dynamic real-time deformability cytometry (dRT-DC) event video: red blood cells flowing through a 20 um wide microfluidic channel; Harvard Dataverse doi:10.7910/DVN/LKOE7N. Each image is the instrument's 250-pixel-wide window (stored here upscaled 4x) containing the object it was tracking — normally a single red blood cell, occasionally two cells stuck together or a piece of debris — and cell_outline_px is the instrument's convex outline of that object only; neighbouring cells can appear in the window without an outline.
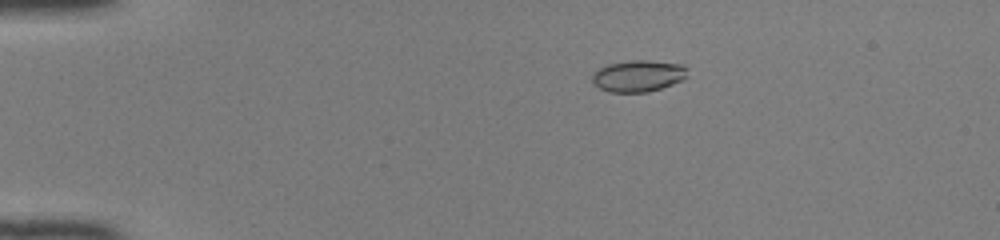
{"species": "common noctule bat (a hibernating species)", "species_latin": "Nyctalus noctula", "temperature_condition": "room temperature", "stored_images_in_passage": 43, "camera_frame_rate_fps": 3000, "um_per_image_px": 0.085, "animal": {"sex": "female", "body_mass_g": 22.0, "forearm_length_mm": 56.7}, "frame": {"image": 1, "passage_image": 3, "time_ms": 0.667, "image_size_px": [1000, 240], "cell_outline_px": [[688, 76], [684, 80], [648, 92], [608, 92], [600, 88], [592, 80], [592, 76], [600, 68], [608, 64], [628, 60], [648, 60], [684, 64], [688, 68]], "centroid_in_image_um": [54.32, 6.44], "position_along_channel_um": 30.7, "area_um2": 17.63}}
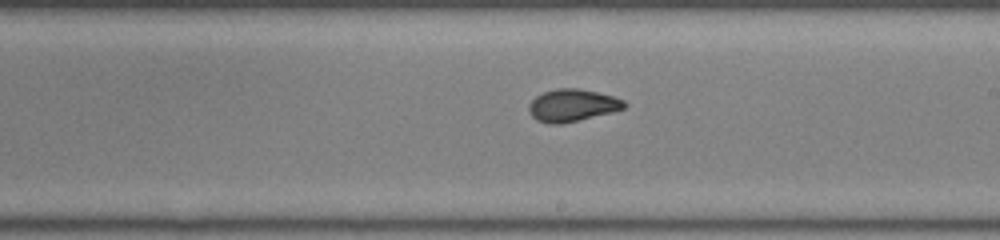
{"frame": {"image": 2, "passage_image": 23, "time_ms": 7.333, "image_size_px": [1000, 240], "cell_outline_px": [[624, 108], [612, 112], [560, 124], [548, 124], [536, 120], [532, 116], [528, 108], [528, 104], [536, 96], [544, 92], [556, 88], [580, 88], [612, 96], [624, 100]], "centroid_in_image_um": [48.6, 8.95], "position_along_channel_um": 240.4, "area_um2": 17.8}}
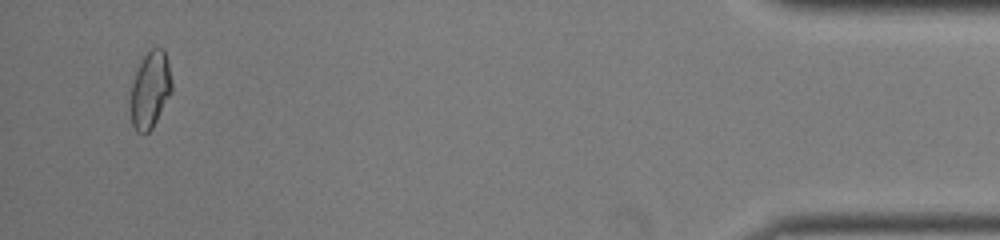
{"frame": {"image": 3, "passage_image": 41, "time_ms": 13.333, "image_size_px": [1000, 240], "cell_outline_px": [[172, 92], [152, 128], [148, 132], [136, 132], [132, 124], [132, 84], [136, 72], [144, 56], [152, 48], [164, 48], [168, 60], [172, 84]], "centroid_in_image_um": [12.8, 7.61], "position_along_channel_um": 422.4, "area_um2": 18.03}, "authors_computed_cell_mechanics": {"area_um2": 17.6868, "velocity_mm_per_s": 4.1586, "shape_relaxation_time_tau1_ms": 6.7586, "shape_relaxation_time_tau2_ms": 0.7497, "deformation_change_tau1": 0.1942, "deformation_change_tau2": 0.0428}}